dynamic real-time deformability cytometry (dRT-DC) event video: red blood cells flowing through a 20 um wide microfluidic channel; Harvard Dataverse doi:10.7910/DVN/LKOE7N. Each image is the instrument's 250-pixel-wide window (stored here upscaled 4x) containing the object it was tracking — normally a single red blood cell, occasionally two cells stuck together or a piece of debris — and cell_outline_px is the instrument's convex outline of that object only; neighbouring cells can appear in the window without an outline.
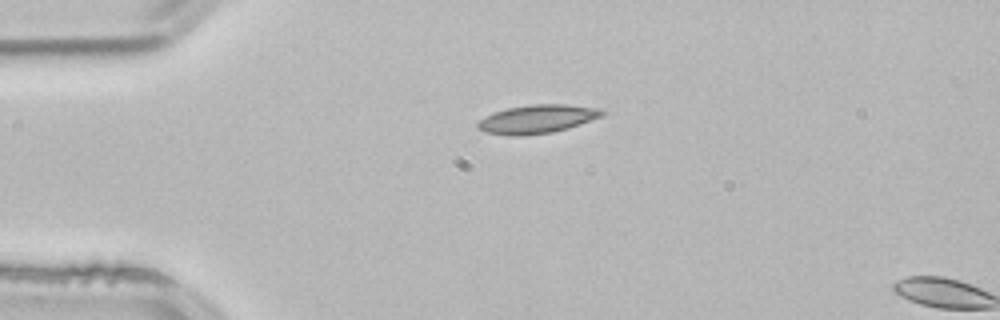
{"species": "common noctule bat (a hibernating species)", "species_latin": "Nyctalus noctula", "temperature_condition": "room temperature", "stored_images_in_passage": 2, "camera_frame_rate_fps": 3000, "um_per_image_px": 0.085, "animal": {"sex": "male", "body_mass_g": 21.5, "forearm_length_mm": 52.0}, "frame": {"image": 1, "passage_image": 1, "time_ms": 0.0, "image_size_px": [1000, 320], "cell_outline_px": [[608, 112], [604, 116], [568, 128], [552, 132], [520, 136], [508, 136], [484, 132], [476, 128], [476, 124], [480, 120], [496, 112], [508, 108], [532, 104], [564, 104], [604, 108]], "centroid_in_image_um": [45.73, 10.12], "position_along_channel_um": 39.3, "area_um2": 20.87}}